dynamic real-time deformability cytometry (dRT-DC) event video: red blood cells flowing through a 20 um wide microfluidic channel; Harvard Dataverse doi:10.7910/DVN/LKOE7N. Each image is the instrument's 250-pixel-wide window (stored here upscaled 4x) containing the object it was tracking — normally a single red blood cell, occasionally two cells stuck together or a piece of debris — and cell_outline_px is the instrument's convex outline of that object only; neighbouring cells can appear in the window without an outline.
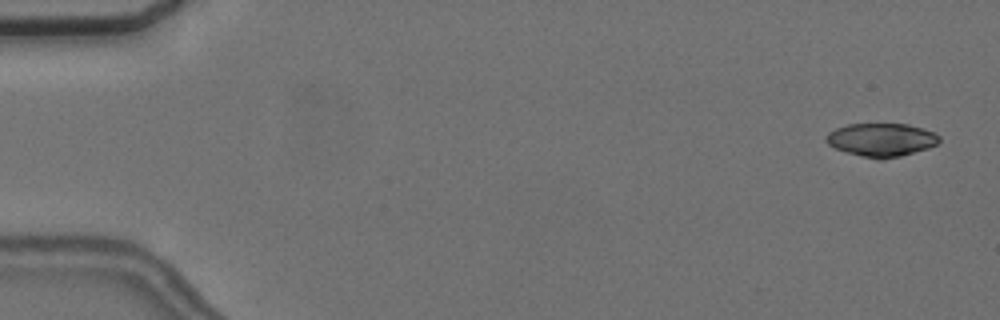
{"species": "common noctule bat (a hibernating species)", "species_latin": "Nyctalus noctula", "temperature_condition": "cold", "stored_images_in_passage": 4, "camera_frame_rate_fps": 3000, "um_per_image_px": 0.085, "animal": {"sex": "female", "body_mass_g": 24.6, "forearm_length_mm": 56.2}, "frame": {"image": 1, "passage_image": 2, "time_ms": 0.333, "image_size_px": [1000, 320], "cell_outline_px": [[932, 144], [904, 152], [888, 156], [872, 156], [856, 152], [868, 124], [896, 124], [912, 128], [924, 132]], "centroid_in_image_um": [75.73, 11.9], "position_along_channel_um": 9.3, "area_um2": 12.72}}